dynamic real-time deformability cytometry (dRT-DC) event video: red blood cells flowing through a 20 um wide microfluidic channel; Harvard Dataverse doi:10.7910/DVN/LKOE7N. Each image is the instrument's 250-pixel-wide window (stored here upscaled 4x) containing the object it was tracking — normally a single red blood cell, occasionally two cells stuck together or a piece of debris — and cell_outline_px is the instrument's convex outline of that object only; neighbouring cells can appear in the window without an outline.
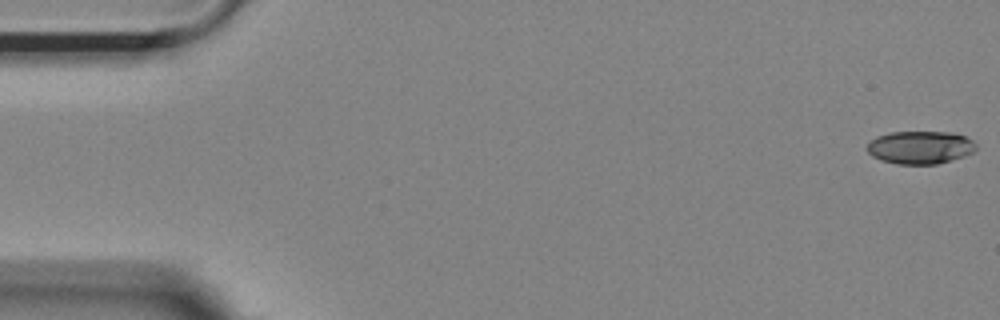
{"species": "Egyptian fruit bat (a non-hibernating species)", "species_latin": "Rousettus aegyptiacus", "temperature_condition": "room temperature", "stored_images_in_passage": 43, "camera_frame_rate_fps": 3000, "um_per_image_px": 0.085, "animal": {"sex": "female"}, "frame": {"image": 1, "passage_image": 1, "time_ms": 0.0, "image_size_px": [1000, 320], "cell_outline_px": [[976, 148], [972, 152], [964, 156], [936, 164], [896, 164], [880, 160], [872, 156], [864, 148], [876, 136], [892, 132], [948, 132], [964, 136], [972, 140], [976, 144]], "centroid_in_image_um": [78.18, 12.53], "position_along_channel_um": 6.8, "area_um2": 20.87}}
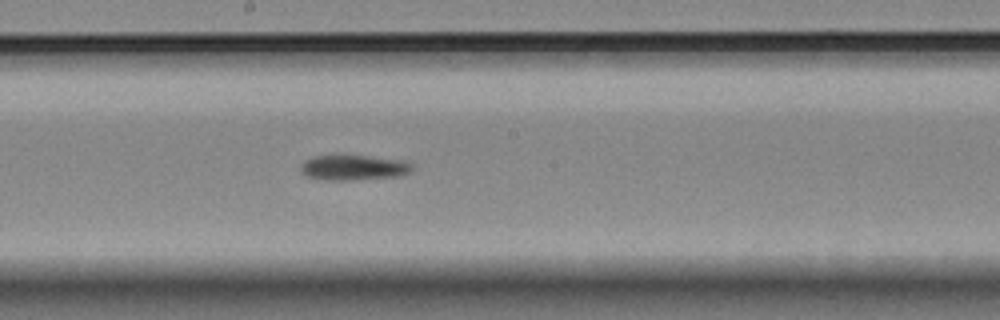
{"frame": {"image": 2, "passage_image": 17, "time_ms": 5.333, "image_size_px": [1000, 320], "cell_outline_px": [[412, 168], [408, 172], [396, 176], [356, 180], [324, 180], [308, 176], [300, 172], [300, 164], [304, 160], [312, 156], [336, 152], [404, 160], [412, 164]], "centroid_in_image_um": [29.95, 14.19], "position_along_channel_um": 218.2, "area_um2": 17.17}}
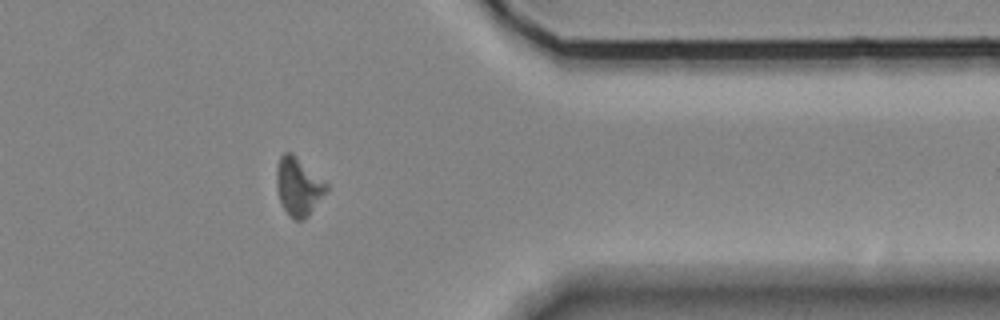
{"frame": {"image": 3, "passage_image": 32, "time_ms": 10.333, "image_size_px": [1000, 320], "cell_outline_px": [[328, 188], [308, 216], [304, 220], [292, 220], [284, 208], [280, 200], [276, 188], [276, 168], [280, 156], [284, 152], [292, 152], [328, 184]], "centroid_in_image_um": [25.34, 15.85], "position_along_channel_um": 386.1, "area_um2": 16.82}, "authors_computed_cell_mechanics": {"area_um2": 16.4152, "velocity_mm_per_s": 3.6554, "shape_relaxation_time_tau1_ms": 6.959, "shape_relaxation_time_tau2_ms": null, "deformation_change_tau1": 0.2001, "deformation_change_tau2": null}}